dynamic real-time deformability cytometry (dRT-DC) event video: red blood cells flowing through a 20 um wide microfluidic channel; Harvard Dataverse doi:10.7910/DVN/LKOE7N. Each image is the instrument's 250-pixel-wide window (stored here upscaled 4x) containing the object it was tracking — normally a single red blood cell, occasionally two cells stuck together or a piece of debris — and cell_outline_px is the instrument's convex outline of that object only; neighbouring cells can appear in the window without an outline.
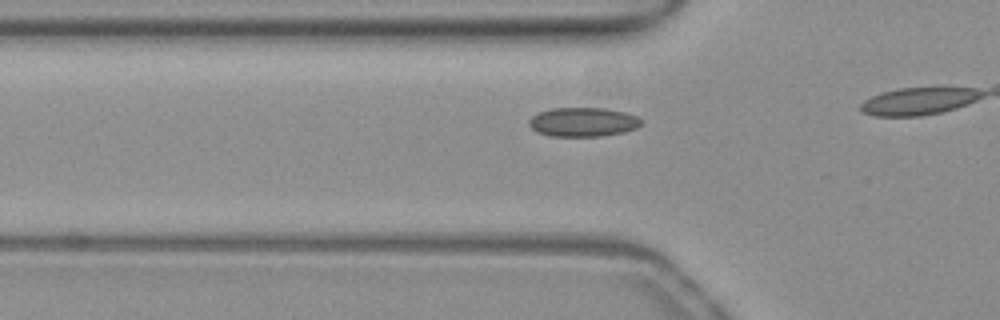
{"species": "common noctule bat (a hibernating species)", "species_latin": "Nyctalus noctula", "temperature_condition": "warm", "stored_images_in_passage": 17, "camera_frame_rate_fps": 3000, "um_per_image_px": 0.085, "animal": {"sex": "female", "body_mass_g": 19.3, "forearm_length_mm": 54.1}, "frame": {"image": 1, "passage_image": 12, "time_ms": 3.667, "image_size_px": [1000, 320], "cell_outline_px": [[644, 120], [636, 128], [624, 132], [604, 136], [552, 136], [536, 132], [528, 124], [528, 120], [532, 116], [540, 112], [552, 108], [604, 108], [624, 112], [636, 116]], "centroid_in_image_um": [49.56, 10.37], "position_along_channel_um": 76.2, "area_um2": 19.07}}
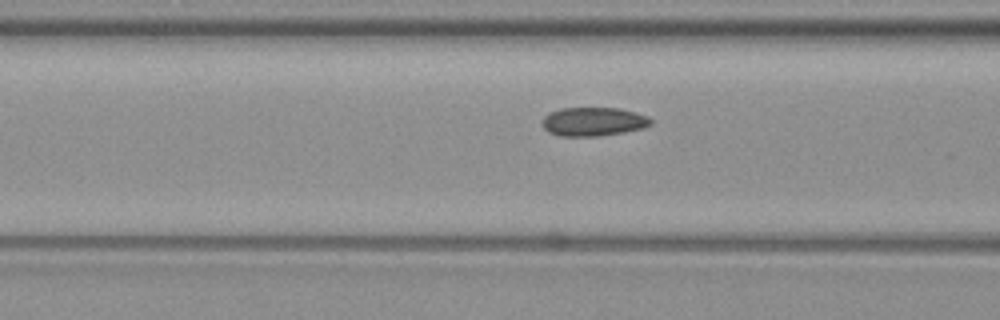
{"frame": {"image": 2, "passage_image": 15, "time_ms": 4.667, "image_size_px": [1000, 320], "cell_outline_px": [[652, 124], [644, 128], [624, 132], [596, 136], [560, 136], [548, 132], [544, 128], [544, 116], [548, 112], [560, 108], [620, 108], [636, 112], [648, 116], [652, 120]], "centroid_in_image_um": [50.46, 10.33], "position_along_channel_um": 116.1, "area_um2": 18.26}}